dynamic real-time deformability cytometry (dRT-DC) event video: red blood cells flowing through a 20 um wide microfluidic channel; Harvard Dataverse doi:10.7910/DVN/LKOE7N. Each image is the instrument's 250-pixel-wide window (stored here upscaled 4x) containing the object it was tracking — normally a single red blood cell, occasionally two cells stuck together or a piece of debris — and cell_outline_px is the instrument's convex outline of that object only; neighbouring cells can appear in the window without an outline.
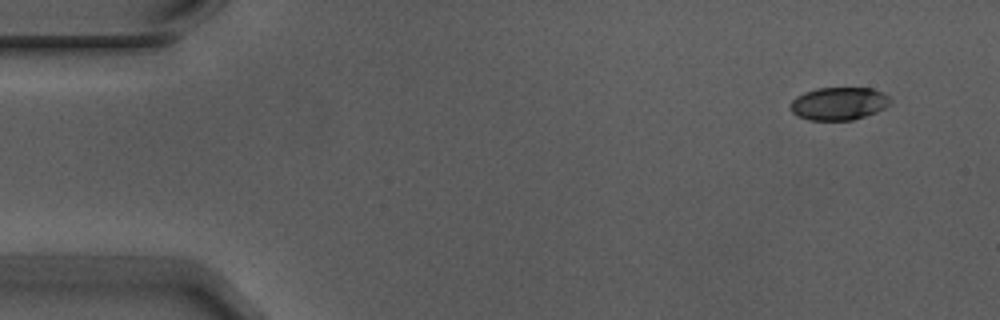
{"species": "Egyptian fruit bat (a non-hibernating species)", "species_latin": "Rousettus aegyptiacus", "temperature_condition": "warm", "stored_images_in_passage": 10, "camera_frame_rate_fps": 3000, "um_per_image_px": 0.085, "animal": {"sex": "male"}, "frame": {"image": 1, "passage_image": 1, "time_ms": 0.0, "image_size_px": [1000, 320], "cell_outline_px": [[892, 100], [884, 108], [876, 112], [852, 120], [808, 120], [796, 116], [792, 112], [792, 100], [796, 96], [804, 92], [816, 88], [872, 88], [888, 96]], "centroid_in_image_um": [71.28, 8.8], "position_along_channel_um": 13.7, "area_um2": 19.02}}
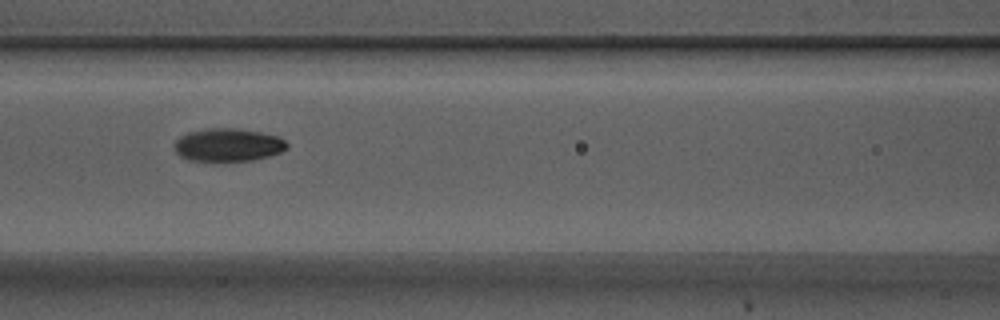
{"frame": {"image": 2, "passage_image": 6, "time_ms": 1.667, "image_size_px": [1000, 320], "cell_outline_px": [[288, 148], [280, 152], [268, 156], [252, 160], [188, 160], [180, 156], [176, 152], [176, 140], [180, 136], [188, 132], [208, 128], [236, 128], [260, 132], [276, 136], [284, 140], [288, 144]], "centroid_in_image_um": [19.39, 12.3], "position_along_channel_um": 147.2, "area_um2": 21.33}}
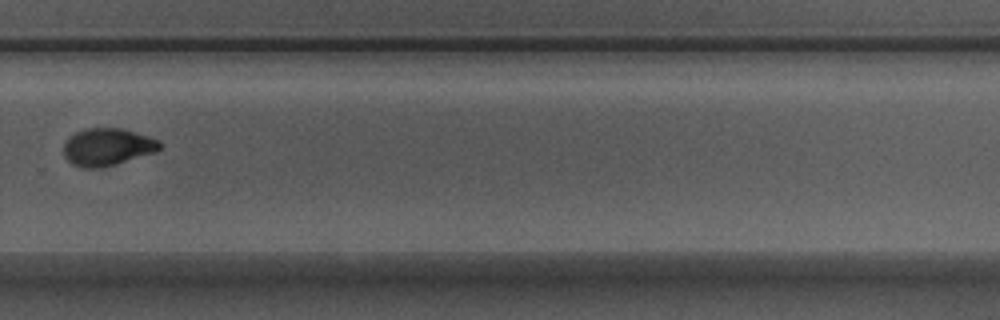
{"frame": {"image": 3, "passage_image": 10, "time_ms": 3.0, "image_size_px": [1000, 320], "cell_outline_px": [[160, 148], [156, 152], [116, 164], [100, 168], [80, 168], [72, 164], [64, 156], [64, 144], [68, 136], [76, 132], [88, 128], [124, 128], [148, 136], [156, 140], [160, 144]], "centroid_in_image_um": [9.09, 12.49], "position_along_channel_um": 320.7, "area_um2": 20.98}}